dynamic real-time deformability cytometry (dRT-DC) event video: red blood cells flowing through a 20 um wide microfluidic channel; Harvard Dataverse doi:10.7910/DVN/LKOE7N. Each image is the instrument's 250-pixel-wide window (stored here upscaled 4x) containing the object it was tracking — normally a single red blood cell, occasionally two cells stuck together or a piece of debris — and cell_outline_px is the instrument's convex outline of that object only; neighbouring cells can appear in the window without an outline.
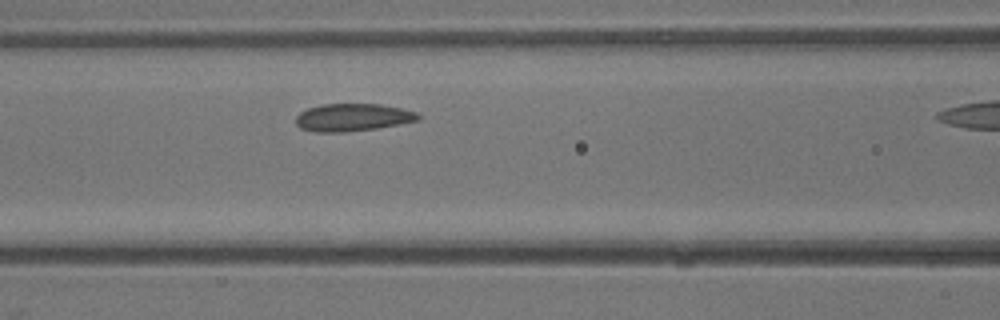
{"species": "common noctule bat (a hibernating species)", "species_latin": "Nyctalus noctula", "temperature_condition": "warm", "stored_images_in_passage": 8, "camera_frame_rate_fps": 3000, "um_per_image_px": 0.085, "animal": {"sex": "male", "body_mass_g": 13.3}, "frame": {"image": 1, "passage_image": 7, "time_ms": 2.0, "image_size_px": [1000, 320], "cell_outline_px": [[420, 120], [376, 128], [344, 132], [316, 132], [300, 128], [296, 124], [296, 116], [300, 112], [308, 108], [320, 104], [380, 104], [400, 108], [416, 112], [420, 116]], "centroid_in_image_um": [29.95, 9.97], "position_along_channel_um": 136.6, "area_um2": 19.59}}